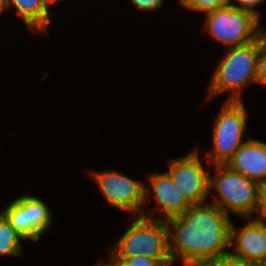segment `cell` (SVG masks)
<instances>
[{"instance_id":"6da1fadb","label":"cell","mask_w":266,"mask_h":266,"mask_svg":"<svg viewBox=\"0 0 266 266\" xmlns=\"http://www.w3.org/2000/svg\"><path fill=\"white\" fill-rule=\"evenodd\" d=\"M170 256L182 266H215L229 257L231 218L214 203L191 205L165 220Z\"/></svg>"},{"instance_id":"7a4b0ae2","label":"cell","mask_w":266,"mask_h":266,"mask_svg":"<svg viewBox=\"0 0 266 266\" xmlns=\"http://www.w3.org/2000/svg\"><path fill=\"white\" fill-rule=\"evenodd\" d=\"M110 254V257L145 256L157 259L163 266H172L166 221L155 218L153 212L138 215Z\"/></svg>"},{"instance_id":"3957f363","label":"cell","mask_w":266,"mask_h":266,"mask_svg":"<svg viewBox=\"0 0 266 266\" xmlns=\"http://www.w3.org/2000/svg\"><path fill=\"white\" fill-rule=\"evenodd\" d=\"M258 56L259 37L249 44L227 48L212 75L206 100L230 91L227 101H241L242 88L257 82Z\"/></svg>"},{"instance_id":"277c9868","label":"cell","mask_w":266,"mask_h":266,"mask_svg":"<svg viewBox=\"0 0 266 266\" xmlns=\"http://www.w3.org/2000/svg\"><path fill=\"white\" fill-rule=\"evenodd\" d=\"M215 176H210L209 188L216 190L214 204L229 215L231 211L252 218L257 206L259 183L232 170L227 164H214Z\"/></svg>"},{"instance_id":"5b68a950","label":"cell","mask_w":266,"mask_h":266,"mask_svg":"<svg viewBox=\"0 0 266 266\" xmlns=\"http://www.w3.org/2000/svg\"><path fill=\"white\" fill-rule=\"evenodd\" d=\"M205 14V31L227 48L249 44L264 32L256 16L230 5Z\"/></svg>"},{"instance_id":"8992f818","label":"cell","mask_w":266,"mask_h":266,"mask_svg":"<svg viewBox=\"0 0 266 266\" xmlns=\"http://www.w3.org/2000/svg\"><path fill=\"white\" fill-rule=\"evenodd\" d=\"M247 111L241 101H225L213 126V152L206 157L211 165L226 164L246 141Z\"/></svg>"},{"instance_id":"52a82bcc","label":"cell","mask_w":266,"mask_h":266,"mask_svg":"<svg viewBox=\"0 0 266 266\" xmlns=\"http://www.w3.org/2000/svg\"><path fill=\"white\" fill-rule=\"evenodd\" d=\"M92 176L111 206L127 211L133 216L136 213L142 215L144 208L148 207L145 205V184L120 172L109 170L100 173L95 172Z\"/></svg>"},{"instance_id":"ba28073f","label":"cell","mask_w":266,"mask_h":266,"mask_svg":"<svg viewBox=\"0 0 266 266\" xmlns=\"http://www.w3.org/2000/svg\"><path fill=\"white\" fill-rule=\"evenodd\" d=\"M1 213L25 241H38L52 223L48 205L30 195L17 197Z\"/></svg>"},{"instance_id":"9c48e42d","label":"cell","mask_w":266,"mask_h":266,"mask_svg":"<svg viewBox=\"0 0 266 266\" xmlns=\"http://www.w3.org/2000/svg\"><path fill=\"white\" fill-rule=\"evenodd\" d=\"M168 173L190 205L205 203L210 191V175L203 168L196 149L186 157L170 160Z\"/></svg>"},{"instance_id":"30bf717a","label":"cell","mask_w":266,"mask_h":266,"mask_svg":"<svg viewBox=\"0 0 266 266\" xmlns=\"http://www.w3.org/2000/svg\"><path fill=\"white\" fill-rule=\"evenodd\" d=\"M242 228L230 225V252L228 259L266 261V224L246 218Z\"/></svg>"},{"instance_id":"8fae6325","label":"cell","mask_w":266,"mask_h":266,"mask_svg":"<svg viewBox=\"0 0 266 266\" xmlns=\"http://www.w3.org/2000/svg\"><path fill=\"white\" fill-rule=\"evenodd\" d=\"M148 178L152 191L147 186L145 187V201L149 200V196L153 192L160 206L156 207L155 210L159 213L162 209L164 220L181 215L190 208L191 205L183 197L182 193L179 192L168 172L164 174L152 173L148 175Z\"/></svg>"},{"instance_id":"7c38bea8","label":"cell","mask_w":266,"mask_h":266,"mask_svg":"<svg viewBox=\"0 0 266 266\" xmlns=\"http://www.w3.org/2000/svg\"><path fill=\"white\" fill-rule=\"evenodd\" d=\"M232 170L256 182H266V142L246 140L226 163Z\"/></svg>"},{"instance_id":"4fadbf2b","label":"cell","mask_w":266,"mask_h":266,"mask_svg":"<svg viewBox=\"0 0 266 266\" xmlns=\"http://www.w3.org/2000/svg\"><path fill=\"white\" fill-rule=\"evenodd\" d=\"M7 9L14 8L30 31H47L50 21L46 0H6Z\"/></svg>"},{"instance_id":"5bb4252c","label":"cell","mask_w":266,"mask_h":266,"mask_svg":"<svg viewBox=\"0 0 266 266\" xmlns=\"http://www.w3.org/2000/svg\"><path fill=\"white\" fill-rule=\"evenodd\" d=\"M21 240H25L10 224L6 217L0 213V255L20 256L22 250Z\"/></svg>"},{"instance_id":"9a60e30c","label":"cell","mask_w":266,"mask_h":266,"mask_svg":"<svg viewBox=\"0 0 266 266\" xmlns=\"http://www.w3.org/2000/svg\"><path fill=\"white\" fill-rule=\"evenodd\" d=\"M179 2L184 8L207 13L229 5L230 0H179Z\"/></svg>"},{"instance_id":"2e32d148","label":"cell","mask_w":266,"mask_h":266,"mask_svg":"<svg viewBox=\"0 0 266 266\" xmlns=\"http://www.w3.org/2000/svg\"><path fill=\"white\" fill-rule=\"evenodd\" d=\"M108 259L115 266H163L157 259L145 256L109 257Z\"/></svg>"},{"instance_id":"e0dca14e","label":"cell","mask_w":266,"mask_h":266,"mask_svg":"<svg viewBox=\"0 0 266 266\" xmlns=\"http://www.w3.org/2000/svg\"><path fill=\"white\" fill-rule=\"evenodd\" d=\"M257 82L266 87V35L264 32L259 36Z\"/></svg>"},{"instance_id":"ac0fdd59","label":"cell","mask_w":266,"mask_h":266,"mask_svg":"<svg viewBox=\"0 0 266 266\" xmlns=\"http://www.w3.org/2000/svg\"><path fill=\"white\" fill-rule=\"evenodd\" d=\"M255 213L257 217L253 220L266 224V182L259 184Z\"/></svg>"},{"instance_id":"d6986e66","label":"cell","mask_w":266,"mask_h":266,"mask_svg":"<svg viewBox=\"0 0 266 266\" xmlns=\"http://www.w3.org/2000/svg\"><path fill=\"white\" fill-rule=\"evenodd\" d=\"M233 1H235L238 5L232 3V0H230L229 2L230 6L250 12L260 20V14L255 9V7L257 6V4L263 2L264 0H233Z\"/></svg>"},{"instance_id":"ffe728a7","label":"cell","mask_w":266,"mask_h":266,"mask_svg":"<svg viewBox=\"0 0 266 266\" xmlns=\"http://www.w3.org/2000/svg\"><path fill=\"white\" fill-rule=\"evenodd\" d=\"M139 10L155 11L163 5V0H130Z\"/></svg>"},{"instance_id":"44dd1931","label":"cell","mask_w":266,"mask_h":266,"mask_svg":"<svg viewBox=\"0 0 266 266\" xmlns=\"http://www.w3.org/2000/svg\"><path fill=\"white\" fill-rule=\"evenodd\" d=\"M219 266H266V261L243 260V259H226Z\"/></svg>"},{"instance_id":"7402d4cb","label":"cell","mask_w":266,"mask_h":266,"mask_svg":"<svg viewBox=\"0 0 266 266\" xmlns=\"http://www.w3.org/2000/svg\"><path fill=\"white\" fill-rule=\"evenodd\" d=\"M7 9L6 0H0V15Z\"/></svg>"},{"instance_id":"603a6c76","label":"cell","mask_w":266,"mask_h":266,"mask_svg":"<svg viewBox=\"0 0 266 266\" xmlns=\"http://www.w3.org/2000/svg\"><path fill=\"white\" fill-rule=\"evenodd\" d=\"M96 266H115V265L112 264V263L109 261V262H105V263L100 262V263H98V265H96Z\"/></svg>"},{"instance_id":"cb8c5ba5","label":"cell","mask_w":266,"mask_h":266,"mask_svg":"<svg viewBox=\"0 0 266 266\" xmlns=\"http://www.w3.org/2000/svg\"><path fill=\"white\" fill-rule=\"evenodd\" d=\"M56 1H58V0H46L48 8L50 7V5H52Z\"/></svg>"}]
</instances>
